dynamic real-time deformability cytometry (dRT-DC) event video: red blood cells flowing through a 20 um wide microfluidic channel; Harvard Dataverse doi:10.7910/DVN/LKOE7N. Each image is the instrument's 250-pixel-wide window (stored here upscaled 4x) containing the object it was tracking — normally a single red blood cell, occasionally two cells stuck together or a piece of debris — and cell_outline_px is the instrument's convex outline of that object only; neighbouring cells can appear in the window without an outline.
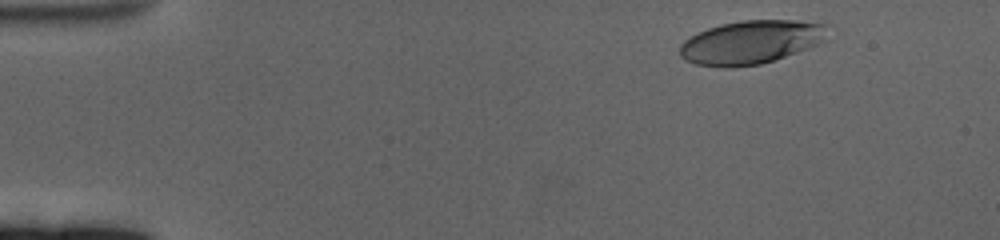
{"species": "human", "species_latin": "Homo sapiens", "temperature_condition": "cold", "stored_images_in_passage": 57, "camera_frame_rate_fps": 3000, "um_per_image_px": 0.085, "donor": {"sex": "female"}, "frame": {"image": 1, "passage_image": 4, "time_ms": 1.0, "image_size_px": [1000, 240], "cell_outline_px": [[828, 24], [824, 40], [808, 48], [760, 64], [732, 68], [724, 68], [696, 64], [684, 60], [680, 56], [680, 44], [684, 40], [708, 28], [740, 20], [796, 20]], "centroid_in_image_um": [63.8, 3.59], "position_along_channel_um": 21.2, "area_um2": 37.28}}
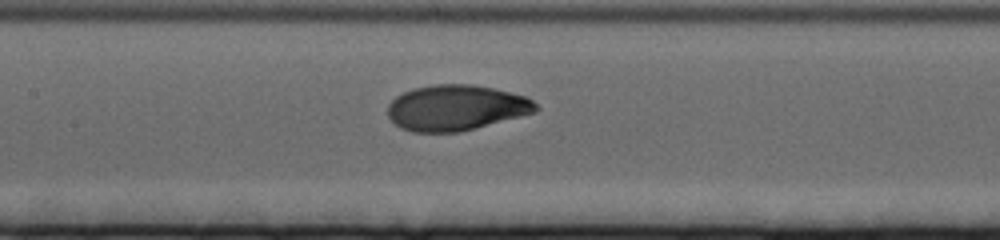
{"frame": {"image": 2, "passage_image": 26, "time_ms": 8.333, "image_size_px": [1000, 240], "cell_outline_px": [[540, 108], [536, 112], [460, 132], [412, 132], [400, 128], [388, 116], [388, 104], [396, 96], [404, 92], [416, 88], [432, 84], [472, 84], [492, 88], [528, 96]], "centroid_in_image_um": [38.78, 9.16], "position_along_channel_um": 168.6, "area_um2": 39.36}}
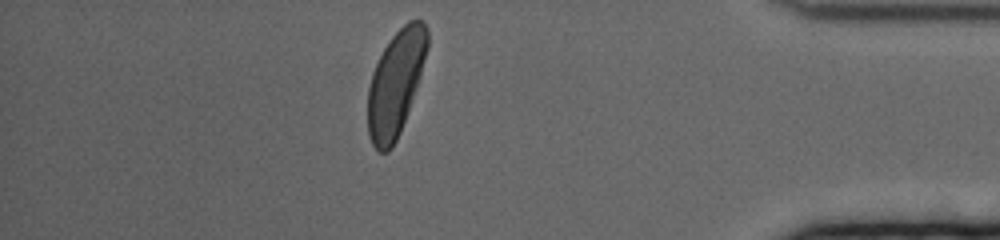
{"frame": {"image": 3, "passage_image": 50, "time_ms": 16.333, "image_size_px": [1000, 240], "cell_outline_px": [[428, 48], [420, 76], [416, 88], [400, 132], [392, 148], [388, 152], [380, 152], [372, 144], [368, 136], [368, 88], [372, 72], [384, 48], [392, 36], [408, 20], [424, 20], [428, 28]], "centroid_in_image_um": [33.63, 7.06], "position_along_channel_um": 401.6, "area_um2": 36.3}, "authors_computed_cell_mechanics": {"area_um2": 38.7838, "velocity_mm_per_s": 3.3408, "shape_relaxation_time_tau1_ms": 3.6612, "shape_relaxation_time_tau2_ms": null, "deformation_change_tau1": 0.172, "deformation_change_tau2": null}}